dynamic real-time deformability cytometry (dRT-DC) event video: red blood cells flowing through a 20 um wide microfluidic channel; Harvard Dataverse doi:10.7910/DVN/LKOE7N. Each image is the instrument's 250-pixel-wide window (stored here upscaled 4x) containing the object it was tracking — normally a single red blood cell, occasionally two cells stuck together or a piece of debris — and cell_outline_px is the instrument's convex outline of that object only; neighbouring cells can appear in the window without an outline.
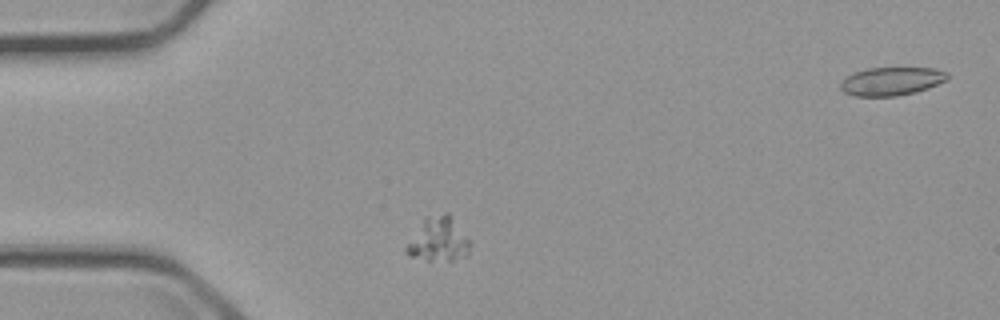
{"species": "common noctule bat (a hibernating species)", "species_latin": "Nyctalus noctula", "temperature_condition": "cold", "stored_images_in_passage": 2, "camera_frame_rate_fps": 3000, "um_per_image_px": 0.085, "animal": {"sex": "male", "body_mass_g": 23.1, "forearm_length_mm": 52.7}, "frame": {"image": 1, "passage_image": 1, "time_ms": 0.0, "image_size_px": [1000, 320], "cell_outline_px": [[472, 244], [468, 252], [464, 256], [452, 260], [428, 260], [408, 256], [404, 252], [404, 248], [424, 220], [428, 216], [444, 212], [448, 212]], "centroid_in_image_um": [37.26, 20.37], "position_along_channel_um": 47.7, "area_um2": 16.07}}